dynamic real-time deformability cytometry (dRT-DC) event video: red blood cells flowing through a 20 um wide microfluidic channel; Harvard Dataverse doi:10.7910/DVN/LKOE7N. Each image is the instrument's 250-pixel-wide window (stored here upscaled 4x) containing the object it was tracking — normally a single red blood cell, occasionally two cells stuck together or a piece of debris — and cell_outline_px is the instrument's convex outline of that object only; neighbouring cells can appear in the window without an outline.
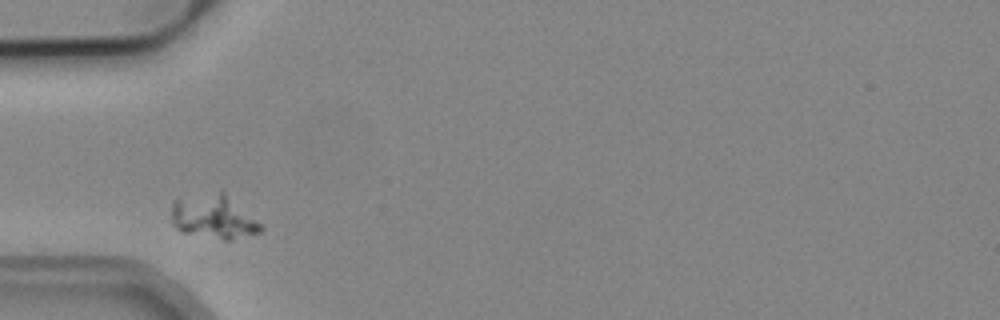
{"species": "common noctule bat (a hibernating species)", "species_latin": "Nyctalus noctula", "temperature_condition": "cold", "stored_images_in_passage": 1, "camera_frame_rate_fps": 3000, "um_per_image_px": 0.085, "animal": {"sex": "male", "body_mass_g": 19.2, "forearm_length_mm": 51.8}, "frame": {"image": 1, "passage_image": 1, "time_ms": 0.0, "image_size_px": [1000, 320], "cell_outline_px": [[264, 228], [260, 232], [232, 240], [224, 240], [180, 232], [172, 224], [172, 200], [220, 192], [224, 192], [260, 224]], "centroid_in_image_um": [18.12, 18.47], "position_along_channel_um": 66.9, "area_um2": 22.31}}